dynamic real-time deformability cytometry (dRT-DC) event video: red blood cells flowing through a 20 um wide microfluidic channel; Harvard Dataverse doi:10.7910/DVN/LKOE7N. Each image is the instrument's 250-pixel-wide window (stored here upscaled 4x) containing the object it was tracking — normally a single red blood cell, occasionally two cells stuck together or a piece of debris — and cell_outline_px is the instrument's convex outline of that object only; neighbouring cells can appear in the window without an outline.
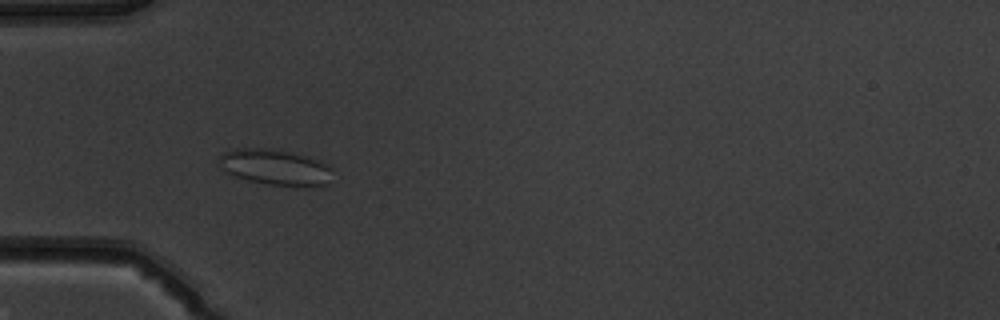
{"species": "common noctule bat (a hibernating species)", "species_latin": "Nyctalus noctula", "temperature_condition": "warm", "stored_images_in_passage": 51, "camera_frame_rate_fps": 3000, "um_per_image_px": 0.085, "animal": {"sex": "male", "body_mass_g": 19.5, "forearm_length_mm": 54.6}, "frame": {"image": 1, "passage_image": 16, "time_ms": 5.0, "image_size_px": [1000, 320], "cell_outline_px": [[332, 168], [328, 184], [268, 184], [248, 180], [224, 172], [220, 164], [220, 156], [224, 152], [236, 148], [280, 148], [308, 156], [320, 160], [328, 164]], "centroid_in_image_um": [23.37, 14.15], "position_along_channel_um": 61.6, "area_um2": 23.41}}
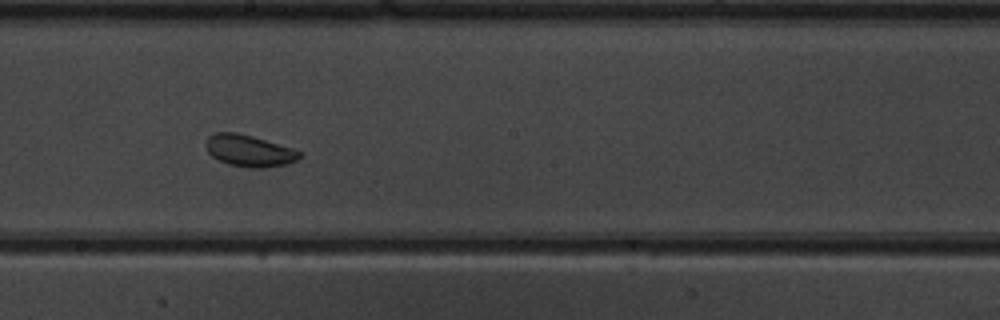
{"frame": {"image": 2, "passage_image": 29, "time_ms": 9.333, "image_size_px": [1000, 320], "cell_outline_px": [[304, 156], [288, 164], [264, 168], [252, 168], [228, 164], [212, 156], [208, 152], [204, 144], [208, 136], [216, 132], [236, 132], [252, 136], [292, 148], [304, 152]], "centroid_in_image_um": [21.2, 12.81], "position_along_channel_um": 227.0, "area_um2": 17.46}}
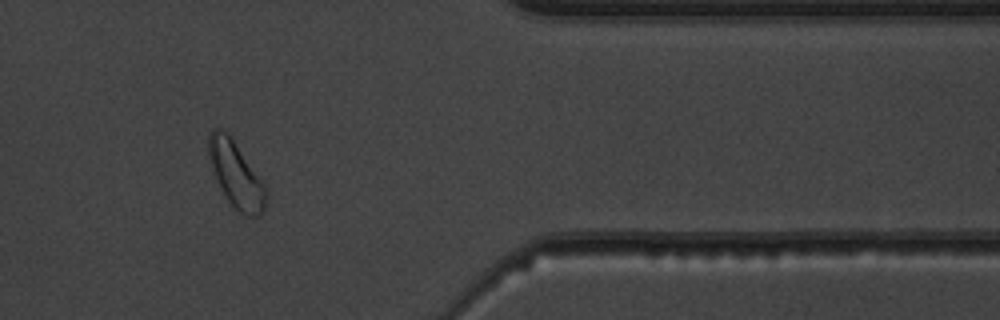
{"frame": {"image": 3, "passage_image": 43, "time_ms": 14.0, "image_size_px": [1000, 320], "cell_outline_px": [[268, 200], [264, 212], [260, 216], [248, 216], [240, 212], [228, 200], [216, 180], [208, 156], [208, 132], [212, 128], [220, 128], [228, 132], [264, 184], [268, 192]], "centroid_in_image_um": [20.06, 14.83], "position_along_channel_um": 391.3, "area_um2": 22.08}, "authors_computed_cell_mechanics": {"area_um2": 21.675, "velocity_mm_per_s": 3.9055, "shape_relaxation_time_tau1_ms": null, "shape_relaxation_time_tau2_ms": 0.9848, "deformation_change_tau1": null, "deformation_change_tau2": 0.0462}}